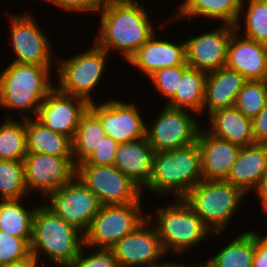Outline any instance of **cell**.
<instances>
[{"label": "cell", "mask_w": 267, "mask_h": 267, "mask_svg": "<svg viewBox=\"0 0 267 267\" xmlns=\"http://www.w3.org/2000/svg\"><path fill=\"white\" fill-rule=\"evenodd\" d=\"M6 117L0 124V160L23 161L27 154L25 119Z\"/></svg>", "instance_id": "cell-31"}, {"label": "cell", "mask_w": 267, "mask_h": 267, "mask_svg": "<svg viewBox=\"0 0 267 267\" xmlns=\"http://www.w3.org/2000/svg\"><path fill=\"white\" fill-rule=\"evenodd\" d=\"M245 194L225 180H202L183 199L214 235L226 232ZM234 216V217H233Z\"/></svg>", "instance_id": "cell-6"}, {"label": "cell", "mask_w": 267, "mask_h": 267, "mask_svg": "<svg viewBox=\"0 0 267 267\" xmlns=\"http://www.w3.org/2000/svg\"><path fill=\"white\" fill-rule=\"evenodd\" d=\"M155 212L154 227L166 255L172 252L182 256L186 250L189 252L190 248L213 235L183 198L157 206Z\"/></svg>", "instance_id": "cell-5"}, {"label": "cell", "mask_w": 267, "mask_h": 267, "mask_svg": "<svg viewBox=\"0 0 267 267\" xmlns=\"http://www.w3.org/2000/svg\"><path fill=\"white\" fill-rule=\"evenodd\" d=\"M188 68L189 65L187 63L179 66L161 68L149 77V81L153 83L154 89L169 101L176 93L179 79H181L182 74Z\"/></svg>", "instance_id": "cell-35"}, {"label": "cell", "mask_w": 267, "mask_h": 267, "mask_svg": "<svg viewBox=\"0 0 267 267\" xmlns=\"http://www.w3.org/2000/svg\"><path fill=\"white\" fill-rule=\"evenodd\" d=\"M23 161L0 160V200L26 199Z\"/></svg>", "instance_id": "cell-33"}, {"label": "cell", "mask_w": 267, "mask_h": 267, "mask_svg": "<svg viewBox=\"0 0 267 267\" xmlns=\"http://www.w3.org/2000/svg\"><path fill=\"white\" fill-rule=\"evenodd\" d=\"M50 4L60 7L61 10L66 11L68 13H95L99 12L101 8L104 6L106 0H43Z\"/></svg>", "instance_id": "cell-39"}, {"label": "cell", "mask_w": 267, "mask_h": 267, "mask_svg": "<svg viewBox=\"0 0 267 267\" xmlns=\"http://www.w3.org/2000/svg\"><path fill=\"white\" fill-rule=\"evenodd\" d=\"M155 153L146 138L119 143L114 166L144 191L152 176Z\"/></svg>", "instance_id": "cell-21"}, {"label": "cell", "mask_w": 267, "mask_h": 267, "mask_svg": "<svg viewBox=\"0 0 267 267\" xmlns=\"http://www.w3.org/2000/svg\"><path fill=\"white\" fill-rule=\"evenodd\" d=\"M106 132L100 119L88 108L82 115L72 138L74 165L83 162L102 142Z\"/></svg>", "instance_id": "cell-30"}, {"label": "cell", "mask_w": 267, "mask_h": 267, "mask_svg": "<svg viewBox=\"0 0 267 267\" xmlns=\"http://www.w3.org/2000/svg\"><path fill=\"white\" fill-rule=\"evenodd\" d=\"M206 75L207 73L204 71L189 67L179 79L175 95L166 101L165 105L201 115L205 97Z\"/></svg>", "instance_id": "cell-27"}, {"label": "cell", "mask_w": 267, "mask_h": 267, "mask_svg": "<svg viewBox=\"0 0 267 267\" xmlns=\"http://www.w3.org/2000/svg\"><path fill=\"white\" fill-rule=\"evenodd\" d=\"M244 2L246 1L242 0L241 2L240 17L235 25V30L239 31L242 28L240 23L243 20L244 37L267 45V0H248V5H244ZM244 6H248V8ZM241 15H244L243 19Z\"/></svg>", "instance_id": "cell-32"}, {"label": "cell", "mask_w": 267, "mask_h": 267, "mask_svg": "<svg viewBox=\"0 0 267 267\" xmlns=\"http://www.w3.org/2000/svg\"><path fill=\"white\" fill-rule=\"evenodd\" d=\"M118 142L105 136L96 149L81 163L95 166H113Z\"/></svg>", "instance_id": "cell-38"}, {"label": "cell", "mask_w": 267, "mask_h": 267, "mask_svg": "<svg viewBox=\"0 0 267 267\" xmlns=\"http://www.w3.org/2000/svg\"><path fill=\"white\" fill-rule=\"evenodd\" d=\"M197 142L201 152L202 179L225 180L241 147L214 137L202 127Z\"/></svg>", "instance_id": "cell-20"}, {"label": "cell", "mask_w": 267, "mask_h": 267, "mask_svg": "<svg viewBox=\"0 0 267 267\" xmlns=\"http://www.w3.org/2000/svg\"><path fill=\"white\" fill-rule=\"evenodd\" d=\"M239 33L235 30L229 38L225 67L237 71L248 81L267 80V45L241 38Z\"/></svg>", "instance_id": "cell-18"}, {"label": "cell", "mask_w": 267, "mask_h": 267, "mask_svg": "<svg viewBox=\"0 0 267 267\" xmlns=\"http://www.w3.org/2000/svg\"><path fill=\"white\" fill-rule=\"evenodd\" d=\"M76 176L98 197L102 205L136 202L142 190L113 166L77 164Z\"/></svg>", "instance_id": "cell-11"}, {"label": "cell", "mask_w": 267, "mask_h": 267, "mask_svg": "<svg viewBox=\"0 0 267 267\" xmlns=\"http://www.w3.org/2000/svg\"><path fill=\"white\" fill-rule=\"evenodd\" d=\"M23 165L29 194L38 191L43 198L67 184L76 175L73 156L27 152Z\"/></svg>", "instance_id": "cell-12"}, {"label": "cell", "mask_w": 267, "mask_h": 267, "mask_svg": "<svg viewBox=\"0 0 267 267\" xmlns=\"http://www.w3.org/2000/svg\"><path fill=\"white\" fill-rule=\"evenodd\" d=\"M109 55L94 42L88 51L62 60L56 57L58 61L56 87L65 94L83 98L89 104L93 103L91 94L105 74Z\"/></svg>", "instance_id": "cell-7"}, {"label": "cell", "mask_w": 267, "mask_h": 267, "mask_svg": "<svg viewBox=\"0 0 267 267\" xmlns=\"http://www.w3.org/2000/svg\"><path fill=\"white\" fill-rule=\"evenodd\" d=\"M52 68L11 62L0 74V107L6 111L16 109L22 119L31 118V113L35 118L41 103L54 88Z\"/></svg>", "instance_id": "cell-2"}, {"label": "cell", "mask_w": 267, "mask_h": 267, "mask_svg": "<svg viewBox=\"0 0 267 267\" xmlns=\"http://www.w3.org/2000/svg\"><path fill=\"white\" fill-rule=\"evenodd\" d=\"M44 203L83 233L88 230L102 207L98 197L76 175L67 184L50 193Z\"/></svg>", "instance_id": "cell-9"}, {"label": "cell", "mask_w": 267, "mask_h": 267, "mask_svg": "<svg viewBox=\"0 0 267 267\" xmlns=\"http://www.w3.org/2000/svg\"><path fill=\"white\" fill-rule=\"evenodd\" d=\"M164 106L150 128L146 125V139L153 150H173L196 142L200 124L195 116L191 115L192 112Z\"/></svg>", "instance_id": "cell-10"}, {"label": "cell", "mask_w": 267, "mask_h": 267, "mask_svg": "<svg viewBox=\"0 0 267 267\" xmlns=\"http://www.w3.org/2000/svg\"><path fill=\"white\" fill-rule=\"evenodd\" d=\"M266 171L267 144L255 143L241 147L225 181L249 195Z\"/></svg>", "instance_id": "cell-23"}, {"label": "cell", "mask_w": 267, "mask_h": 267, "mask_svg": "<svg viewBox=\"0 0 267 267\" xmlns=\"http://www.w3.org/2000/svg\"><path fill=\"white\" fill-rule=\"evenodd\" d=\"M85 247L83 245L78 256L68 267H119L111 249L96 248L95 251L91 252L92 254H87V252L84 253L85 251H83Z\"/></svg>", "instance_id": "cell-37"}, {"label": "cell", "mask_w": 267, "mask_h": 267, "mask_svg": "<svg viewBox=\"0 0 267 267\" xmlns=\"http://www.w3.org/2000/svg\"><path fill=\"white\" fill-rule=\"evenodd\" d=\"M255 254V232L243 231L204 262L207 267H252Z\"/></svg>", "instance_id": "cell-28"}, {"label": "cell", "mask_w": 267, "mask_h": 267, "mask_svg": "<svg viewBox=\"0 0 267 267\" xmlns=\"http://www.w3.org/2000/svg\"><path fill=\"white\" fill-rule=\"evenodd\" d=\"M247 81L243 75L226 67L208 72L202 114L207 111L209 115L215 110L233 107Z\"/></svg>", "instance_id": "cell-22"}, {"label": "cell", "mask_w": 267, "mask_h": 267, "mask_svg": "<svg viewBox=\"0 0 267 267\" xmlns=\"http://www.w3.org/2000/svg\"><path fill=\"white\" fill-rule=\"evenodd\" d=\"M23 199L0 200V230L9 235L23 238L30 244L33 217L37 207L25 208L22 203Z\"/></svg>", "instance_id": "cell-29"}, {"label": "cell", "mask_w": 267, "mask_h": 267, "mask_svg": "<svg viewBox=\"0 0 267 267\" xmlns=\"http://www.w3.org/2000/svg\"><path fill=\"white\" fill-rule=\"evenodd\" d=\"M154 267H187V266H185V265H182V264H177L176 262L175 263H172V262H170V263H166L165 262V264L164 263H162L161 265H158V266H154ZM196 267V266H195Z\"/></svg>", "instance_id": "cell-44"}, {"label": "cell", "mask_w": 267, "mask_h": 267, "mask_svg": "<svg viewBox=\"0 0 267 267\" xmlns=\"http://www.w3.org/2000/svg\"><path fill=\"white\" fill-rule=\"evenodd\" d=\"M152 217L153 214L147 213L143 223L111 248L119 267H154L162 264L160 261L166 253L154 224H151Z\"/></svg>", "instance_id": "cell-14"}, {"label": "cell", "mask_w": 267, "mask_h": 267, "mask_svg": "<svg viewBox=\"0 0 267 267\" xmlns=\"http://www.w3.org/2000/svg\"><path fill=\"white\" fill-rule=\"evenodd\" d=\"M207 132L221 140L240 147L255 144L252 119L242 114L235 106L215 110L208 115Z\"/></svg>", "instance_id": "cell-24"}, {"label": "cell", "mask_w": 267, "mask_h": 267, "mask_svg": "<svg viewBox=\"0 0 267 267\" xmlns=\"http://www.w3.org/2000/svg\"><path fill=\"white\" fill-rule=\"evenodd\" d=\"M143 7L138 0H106L94 42L110 54L114 49L128 62L156 30Z\"/></svg>", "instance_id": "cell-1"}, {"label": "cell", "mask_w": 267, "mask_h": 267, "mask_svg": "<svg viewBox=\"0 0 267 267\" xmlns=\"http://www.w3.org/2000/svg\"><path fill=\"white\" fill-rule=\"evenodd\" d=\"M235 26L220 24L216 29L186 39V63L206 73L225 67L227 45Z\"/></svg>", "instance_id": "cell-17"}, {"label": "cell", "mask_w": 267, "mask_h": 267, "mask_svg": "<svg viewBox=\"0 0 267 267\" xmlns=\"http://www.w3.org/2000/svg\"><path fill=\"white\" fill-rule=\"evenodd\" d=\"M257 194V198L260 201L261 208L263 213L267 214V171L261 177L257 187L254 191Z\"/></svg>", "instance_id": "cell-42"}, {"label": "cell", "mask_w": 267, "mask_h": 267, "mask_svg": "<svg viewBox=\"0 0 267 267\" xmlns=\"http://www.w3.org/2000/svg\"><path fill=\"white\" fill-rule=\"evenodd\" d=\"M40 204L33 217L31 254L38 260L41 255L45 256L57 267H68L84 245V233L55 214L44 202Z\"/></svg>", "instance_id": "cell-3"}, {"label": "cell", "mask_w": 267, "mask_h": 267, "mask_svg": "<svg viewBox=\"0 0 267 267\" xmlns=\"http://www.w3.org/2000/svg\"><path fill=\"white\" fill-rule=\"evenodd\" d=\"M154 33L127 62L148 78L157 70L186 63V43L156 38Z\"/></svg>", "instance_id": "cell-19"}, {"label": "cell", "mask_w": 267, "mask_h": 267, "mask_svg": "<svg viewBox=\"0 0 267 267\" xmlns=\"http://www.w3.org/2000/svg\"><path fill=\"white\" fill-rule=\"evenodd\" d=\"M241 2L242 0H185L179 4L178 10L175 11L177 13L172 15L168 22L173 19L204 16L219 20L222 24L235 26L240 17Z\"/></svg>", "instance_id": "cell-25"}, {"label": "cell", "mask_w": 267, "mask_h": 267, "mask_svg": "<svg viewBox=\"0 0 267 267\" xmlns=\"http://www.w3.org/2000/svg\"><path fill=\"white\" fill-rule=\"evenodd\" d=\"M25 130L27 152L73 156L71 139L48 129L36 118L25 119Z\"/></svg>", "instance_id": "cell-26"}, {"label": "cell", "mask_w": 267, "mask_h": 267, "mask_svg": "<svg viewBox=\"0 0 267 267\" xmlns=\"http://www.w3.org/2000/svg\"><path fill=\"white\" fill-rule=\"evenodd\" d=\"M196 267H207L204 263L201 262V264L196 265Z\"/></svg>", "instance_id": "cell-45"}, {"label": "cell", "mask_w": 267, "mask_h": 267, "mask_svg": "<svg viewBox=\"0 0 267 267\" xmlns=\"http://www.w3.org/2000/svg\"><path fill=\"white\" fill-rule=\"evenodd\" d=\"M264 235L261 236L255 232V254L252 267H267V234Z\"/></svg>", "instance_id": "cell-41"}, {"label": "cell", "mask_w": 267, "mask_h": 267, "mask_svg": "<svg viewBox=\"0 0 267 267\" xmlns=\"http://www.w3.org/2000/svg\"><path fill=\"white\" fill-rule=\"evenodd\" d=\"M142 196L133 203L102 205L84 233L86 248L111 249L125 235L135 230L147 218L143 213ZM144 214V215H143Z\"/></svg>", "instance_id": "cell-8"}, {"label": "cell", "mask_w": 267, "mask_h": 267, "mask_svg": "<svg viewBox=\"0 0 267 267\" xmlns=\"http://www.w3.org/2000/svg\"><path fill=\"white\" fill-rule=\"evenodd\" d=\"M10 45L13 50L14 63L53 66L54 54L50 40L39 27L32 14L26 12L18 15L9 14ZM33 17V18H32Z\"/></svg>", "instance_id": "cell-13"}, {"label": "cell", "mask_w": 267, "mask_h": 267, "mask_svg": "<svg viewBox=\"0 0 267 267\" xmlns=\"http://www.w3.org/2000/svg\"><path fill=\"white\" fill-rule=\"evenodd\" d=\"M39 262L40 261L34 255L31 254L23 260L14 262L4 267H39Z\"/></svg>", "instance_id": "cell-43"}, {"label": "cell", "mask_w": 267, "mask_h": 267, "mask_svg": "<svg viewBox=\"0 0 267 267\" xmlns=\"http://www.w3.org/2000/svg\"><path fill=\"white\" fill-rule=\"evenodd\" d=\"M252 127L255 143L267 144V104L252 119Z\"/></svg>", "instance_id": "cell-40"}, {"label": "cell", "mask_w": 267, "mask_h": 267, "mask_svg": "<svg viewBox=\"0 0 267 267\" xmlns=\"http://www.w3.org/2000/svg\"><path fill=\"white\" fill-rule=\"evenodd\" d=\"M88 108L89 103L85 99L65 94L55 86L41 103L35 118L48 129L72 140Z\"/></svg>", "instance_id": "cell-16"}, {"label": "cell", "mask_w": 267, "mask_h": 267, "mask_svg": "<svg viewBox=\"0 0 267 267\" xmlns=\"http://www.w3.org/2000/svg\"><path fill=\"white\" fill-rule=\"evenodd\" d=\"M267 104V80L247 81L237 95L235 107L253 119Z\"/></svg>", "instance_id": "cell-34"}, {"label": "cell", "mask_w": 267, "mask_h": 267, "mask_svg": "<svg viewBox=\"0 0 267 267\" xmlns=\"http://www.w3.org/2000/svg\"><path fill=\"white\" fill-rule=\"evenodd\" d=\"M202 180L201 152L196 141L186 147L156 152L145 189L159 196L172 193L174 199L183 198Z\"/></svg>", "instance_id": "cell-4"}, {"label": "cell", "mask_w": 267, "mask_h": 267, "mask_svg": "<svg viewBox=\"0 0 267 267\" xmlns=\"http://www.w3.org/2000/svg\"><path fill=\"white\" fill-rule=\"evenodd\" d=\"M89 109L100 119L106 135L118 143L146 138V123L135 103L110 99L101 104L95 101Z\"/></svg>", "instance_id": "cell-15"}, {"label": "cell", "mask_w": 267, "mask_h": 267, "mask_svg": "<svg viewBox=\"0 0 267 267\" xmlns=\"http://www.w3.org/2000/svg\"><path fill=\"white\" fill-rule=\"evenodd\" d=\"M31 255L30 244L23 238L0 230V267L10 265Z\"/></svg>", "instance_id": "cell-36"}]
</instances>
